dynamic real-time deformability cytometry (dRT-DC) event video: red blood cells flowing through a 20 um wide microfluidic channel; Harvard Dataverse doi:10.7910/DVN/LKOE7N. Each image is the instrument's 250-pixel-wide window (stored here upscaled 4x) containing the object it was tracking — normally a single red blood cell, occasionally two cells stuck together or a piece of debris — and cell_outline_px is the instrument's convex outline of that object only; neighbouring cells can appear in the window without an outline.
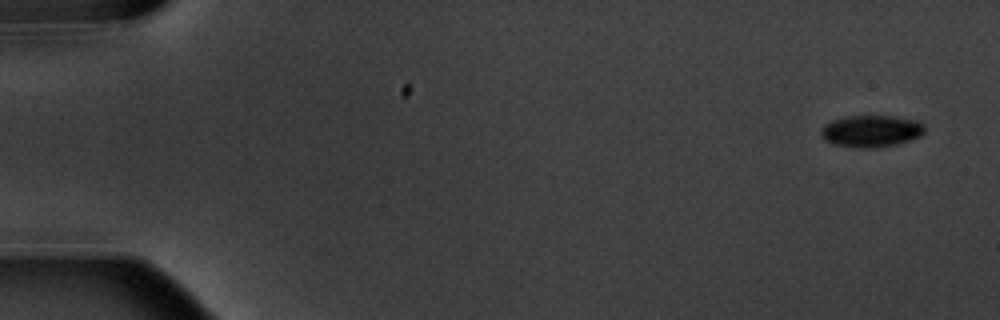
{"species": "common noctule bat (a hibernating species)", "species_latin": "Nyctalus noctula", "temperature_condition": "warm", "stored_images_in_passage": 6, "camera_frame_rate_fps": 3000, "um_per_image_px": 0.085, "animal": {"sex": "male", "body_mass_g": 20.1, "forearm_length_mm": 53.5}, "frame": {"image": 1, "passage_image": 1, "time_ms": 0.0, "image_size_px": [1000, 320], "cell_outline_px": [[924, 132], [920, 136], [896, 144], [872, 148], [860, 148], [836, 144], [824, 140], [820, 136], [820, 128], [824, 124], [832, 120], [844, 116], [892, 116], [916, 120], [924, 124]], "centroid_in_image_um": [74.01, 11.13], "position_along_channel_um": 11.0, "area_um2": 19.25}}